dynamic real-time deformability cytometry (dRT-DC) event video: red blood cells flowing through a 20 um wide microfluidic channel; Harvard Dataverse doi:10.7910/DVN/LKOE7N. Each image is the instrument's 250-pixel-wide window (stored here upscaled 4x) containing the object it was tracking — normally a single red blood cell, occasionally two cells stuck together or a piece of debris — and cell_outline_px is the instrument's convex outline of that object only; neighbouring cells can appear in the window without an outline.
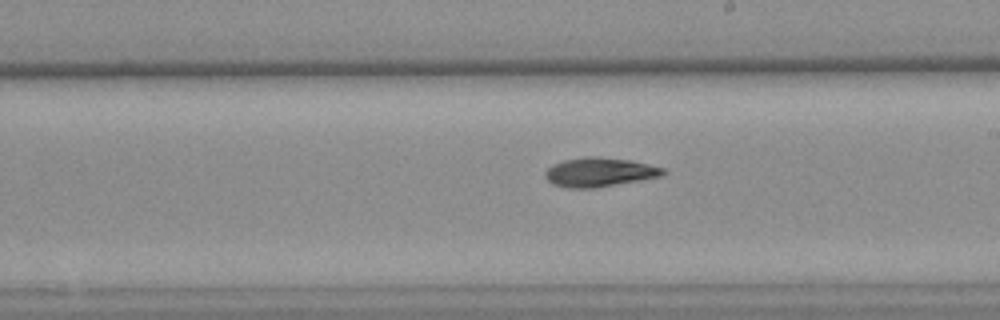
{"species": "common noctule bat (a hibernating species)", "species_latin": "Nyctalus noctula", "temperature_condition": "warm", "stored_images_in_passage": 21, "camera_frame_rate_fps": 3000, "um_per_image_px": 0.085, "animal": {"sex": "female", "body_mass_g": 25.1}, "frame": {"image": 1, "passage_image": 15, "time_ms": 4.667, "image_size_px": [1000, 320], "cell_outline_px": [[668, 172], [664, 176], [596, 188], [568, 188], [552, 184], [544, 176], [544, 172], [552, 164], [564, 160], [584, 156], [600, 156], [632, 160], [664, 168]], "centroid_in_image_um": [50.98, 14.63], "position_along_channel_um": 238.0, "area_um2": 20.4}}